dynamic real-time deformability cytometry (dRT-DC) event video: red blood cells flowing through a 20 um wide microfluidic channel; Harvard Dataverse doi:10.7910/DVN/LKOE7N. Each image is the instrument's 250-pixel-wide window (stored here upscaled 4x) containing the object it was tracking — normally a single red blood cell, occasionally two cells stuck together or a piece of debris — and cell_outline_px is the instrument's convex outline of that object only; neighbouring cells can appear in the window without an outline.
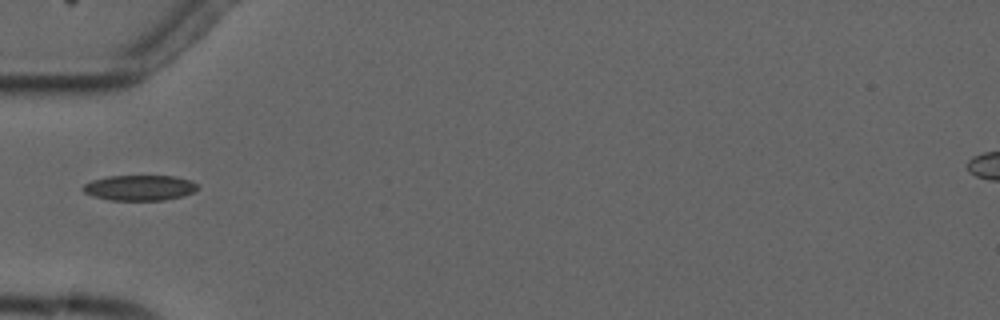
{"species": "common noctule bat (a hibernating species)", "species_latin": "Nyctalus noctula", "temperature_condition": "cold", "stored_images_in_passage": 5, "camera_frame_rate_fps": 3000, "um_per_image_px": 0.085, "animal": {"sex": "male", "forearm_length_mm": 52.5}, "frame": {"image": 1, "passage_image": 2, "time_ms": 1.0, "image_size_px": [1000, 320], "cell_outline_px": [[200, 188], [184, 196], [164, 200], [108, 200], [92, 196], [84, 192], [80, 188], [84, 184], [92, 180], [108, 176], [176, 176], [192, 180]], "centroid_in_image_um": [11.86, 15.96], "position_along_channel_um": 73.1, "area_um2": 17.17}}
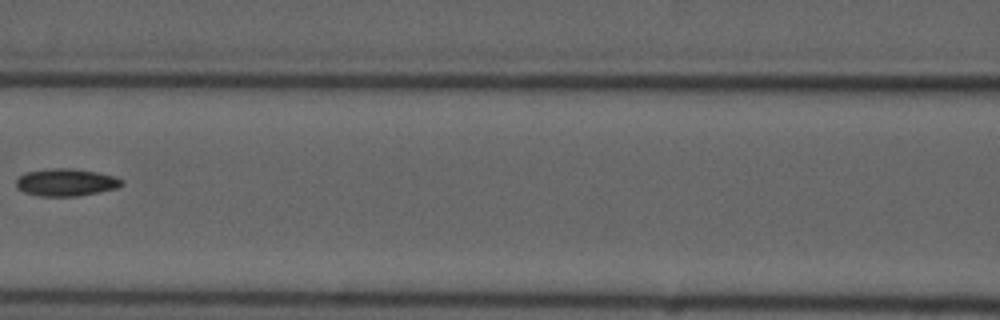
{"frame": {"image": 2, "passage_image": 4, "time_ms": 3.333, "image_size_px": [1000, 320], "cell_outline_px": [[124, 184], [116, 188], [76, 196], [40, 196], [24, 192], [16, 188], [16, 180], [24, 172], [48, 168], [72, 168], [96, 172], [116, 176], [124, 180]], "centroid_in_image_um": [5.59, 15.48], "position_along_channel_um": 161.0, "area_um2": 16.94}}
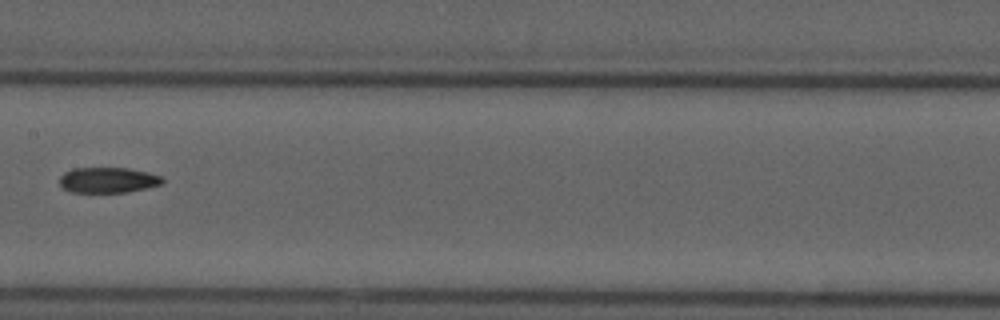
{"frame": {"image": 3, "passage_image": 5, "time_ms": 4.333, "image_size_px": [1000, 320], "cell_outline_px": [[164, 184], [128, 192], [72, 192], [64, 188], [60, 184], [60, 176], [64, 172], [72, 168], [128, 168], [148, 172], [164, 176]], "centroid_in_image_um": [9.23, 15.3], "position_along_channel_um": 198.2, "area_um2": 15.43}}